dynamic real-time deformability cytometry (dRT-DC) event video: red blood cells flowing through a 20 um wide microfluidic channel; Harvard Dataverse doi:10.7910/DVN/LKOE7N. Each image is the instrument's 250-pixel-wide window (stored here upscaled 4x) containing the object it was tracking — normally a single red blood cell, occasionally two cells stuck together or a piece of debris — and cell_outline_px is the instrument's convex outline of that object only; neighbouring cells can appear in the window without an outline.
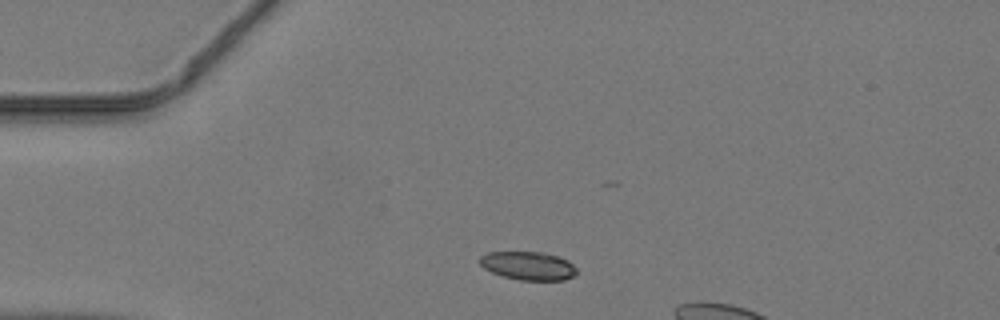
{"species": "common noctule bat (a hibernating species)", "species_latin": "Nyctalus noctula", "temperature_condition": "warm", "stored_images_in_passage": 11, "camera_frame_rate_fps": 3000, "um_per_image_px": 0.085, "animal": {"sex": "male", "body_mass_g": 19.2, "forearm_length_mm": 51.8}, "frame": {"image": 1, "passage_image": 4, "time_ms": 1.0, "image_size_px": [1000, 320], "cell_outline_px": [[580, 272], [564, 280], [520, 280], [504, 276], [492, 272], [484, 268], [476, 260], [480, 256], [488, 252], [544, 252], [568, 260]], "centroid_in_image_um": [44.89, 22.58], "position_along_channel_um": 40.1, "area_um2": 16.13}}
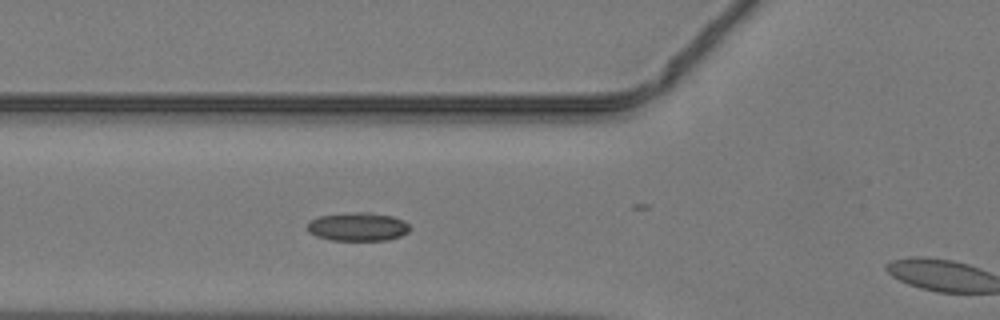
{"frame": {"image": 2, "passage_image": 10, "time_ms": 3.0, "image_size_px": [1000, 320], "cell_outline_px": [[412, 228], [408, 232], [400, 236], [388, 240], [328, 240], [316, 236], [308, 232], [308, 224], [312, 220], [320, 216], [344, 212], [372, 212], [392, 216], [404, 220]], "centroid_in_image_um": [30.44, 19.26], "position_along_channel_um": 95.4, "area_um2": 17.22}}